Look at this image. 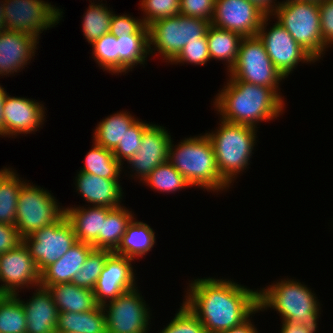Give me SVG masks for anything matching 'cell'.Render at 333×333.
<instances>
[{
  "label": "cell",
  "mask_w": 333,
  "mask_h": 333,
  "mask_svg": "<svg viewBox=\"0 0 333 333\" xmlns=\"http://www.w3.org/2000/svg\"><path fill=\"white\" fill-rule=\"evenodd\" d=\"M184 305L200 320L207 333H223L259 312L258 289L212 277L189 283Z\"/></svg>",
  "instance_id": "6da1fadb"
},
{
  "label": "cell",
  "mask_w": 333,
  "mask_h": 333,
  "mask_svg": "<svg viewBox=\"0 0 333 333\" xmlns=\"http://www.w3.org/2000/svg\"><path fill=\"white\" fill-rule=\"evenodd\" d=\"M213 101L220 119L258 128L262 121L277 119L284 111V97L273 88L243 81H230Z\"/></svg>",
  "instance_id": "7a4b0ae2"
},
{
  "label": "cell",
  "mask_w": 333,
  "mask_h": 333,
  "mask_svg": "<svg viewBox=\"0 0 333 333\" xmlns=\"http://www.w3.org/2000/svg\"><path fill=\"white\" fill-rule=\"evenodd\" d=\"M169 145L168 161L193 187L217 192L230 186L221 178L215 159L214 147L205 133Z\"/></svg>",
  "instance_id": "3957f363"
},
{
  "label": "cell",
  "mask_w": 333,
  "mask_h": 333,
  "mask_svg": "<svg viewBox=\"0 0 333 333\" xmlns=\"http://www.w3.org/2000/svg\"><path fill=\"white\" fill-rule=\"evenodd\" d=\"M259 311L274 309L282 321L303 325L311 333L317 330L320 303L310 287L294 279H283L258 290Z\"/></svg>",
  "instance_id": "277c9868"
},
{
  "label": "cell",
  "mask_w": 333,
  "mask_h": 333,
  "mask_svg": "<svg viewBox=\"0 0 333 333\" xmlns=\"http://www.w3.org/2000/svg\"><path fill=\"white\" fill-rule=\"evenodd\" d=\"M219 129L206 133L211 140L218 171L229 185L250 164L257 128L220 119Z\"/></svg>",
  "instance_id": "5b68a950"
},
{
  "label": "cell",
  "mask_w": 333,
  "mask_h": 333,
  "mask_svg": "<svg viewBox=\"0 0 333 333\" xmlns=\"http://www.w3.org/2000/svg\"><path fill=\"white\" fill-rule=\"evenodd\" d=\"M272 16L316 61L323 57L324 43L318 3L285 0L280 2Z\"/></svg>",
  "instance_id": "8992f818"
},
{
  "label": "cell",
  "mask_w": 333,
  "mask_h": 333,
  "mask_svg": "<svg viewBox=\"0 0 333 333\" xmlns=\"http://www.w3.org/2000/svg\"><path fill=\"white\" fill-rule=\"evenodd\" d=\"M210 24L207 20L180 14L153 22L148 27L149 53L153 55L157 51L165 62L171 63L188 42L200 41Z\"/></svg>",
  "instance_id": "52a82bcc"
},
{
  "label": "cell",
  "mask_w": 333,
  "mask_h": 333,
  "mask_svg": "<svg viewBox=\"0 0 333 333\" xmlns=\"http://www.w3.org/2000/svg\"><path fill=\"white\" fill-rule=\"evenodd\" d=\"M55 197L40 186L24 183L19 191L15 227L23 239L36 230L57 222L64 214Z\"/></svg>",
  "instance_id": "ba28073f"
},
{
  "label": "cell",
  "mask_w": 333,
  "mask_h": 333,
  "mask_svg": "<svg viewBox=\"0 0 333 333\" xmlns=\"http://www.w3.org/2000/svg\"><path fill=\"white\" fill-rule=\"evenodd\" d=\"M228 74L230 81H243L273 88L282 96L278 92L279 83L285 78L272 63L257 35L242 38L237 61Z\"/></svg>",
  "instance_id": "9c48e42d"
},
{
  "label": "cell",
  "mask_w": 333,
  "mask_h": 333,
  "mask_svg": "<svg viewBox=\"0 0 333 333\" xmlns=\"http://www.w3.org/2000/svg\"><path fill=\"white\" fill-rule=\"evenodd\" d=\"M62 13L44 0H5V27L39 39L44 30L55 27L62 20Z\"/></svg>",
  "instance_id": "30bf717a"
},
{
  "label": "cell",
  "mask_w": 333,
  "mask_h": 333,
  "mask_svg": "<svg viewBox=\"0 0 333 333\" xmlns=\"http://www.w3.org/2000/svg\"><path fill=\"white\" fill-rule=\"evenodd\" d=\"M22 241L29 249L40 273L78 242L65 214L57 222L36 230Z\"/></svg>",
  "instance_id": "8fae6325"
},
{
  "label": "cell",
  "mask_w": 333,
  "mask_h": 333,
  "mask_svg": "<svg viewBox=\"0 0 333 333\" xmlns=\"http://www.w3.org/2000/svg\"><path fill=\"white\" fill-rule=\"evenodd\" d=\"M107 333H148L150 311L138 287L102 305Z\"/></svg>",
  "instance_id": "7c38bea8"
},
{
  "label": "cell",
  "mask_w": 333,
  "mask_h": 333,
  "mask_svg": "<svg viewBox=\"0 0 333 333\" xmlns=\"http://www.w3.org/2000/svg\"><path fill=\"white\" fill-rule=\"evenodd\" d=\"M272 15H266L259 28L257 36L263 42L268 56L277 70L288 77L293 69L302 63H314L316 60L304 50L288 33V31L278 22L267 29L268 20Z\"/></svg>",
  "instance_id": "4fadbf2b"
},
{
  "label": "cell",
  "mask_w": 333,
  "mask_h": 333,
  "mask_svg": "<svg viewBox=\"0 0 333 333\" xmlns=\"http://www.w3.org/2000/svg\"><path fill=\"white\" fill-rule=\"evenodd\" d=\"M0 282V295H16L19 289L40 285V272L23 241L0 254Z\"/></svg>",
  "instance_id": "5bb4252c"
},
{
  "label": "cell",
  "mask_w": 333,
  "mask_h": 333,
  "mask_svg": "<svg viewBox=\"0 0 333 333\" xmlns=\"http://www.w3.org/2000/svg\"><path fill=\"white\" fill-rule=\"evenodd\" d=\"M265 16L248 0H216L211 24L242 37H251L257 35Z\"/></svg>",
  "instance_id": "9a60e30c"
},
{
  "label": "cell",
  "mask_w": 333,
  "mask_h": 333,
  "mask_svg": "<svg viewBox=\"0 0 333 333\" xmlns=\"http://www.w3.org/2000/svg\"><path fill=\"white\" fill-rule=\"evenodd\" d=\"M132 259L112 253L105 261L93 289L99 305H104L119 295L136 288Z\"/></svg>",
  "instance_id": "2e32d148"
},
{
  "label": "cell",
  "mask_w": 333,
  "mask_h": 333,
  "mask_svg": "<svg viewBox=\"0 0 333 333\" xmlns=\"http://www.w3.org/2000/svg\"><path fill=\"white\" fill-rule=\"evenodd\" d=\"M168 130L152 124L143 134L139 151L127 162L136 179L141 182L160 164L168 160L169 145L172 140Z\"/></svg>",
  "instance_id": "e0dca14e"
},
{
  "label": "cell",
  "mask_w": 333,
  "mask_h": 333,
  "mask_svg": "<svg viewBox=\"0 0 333 333\" xmlns=\"http://www.w3.org/2000/svg\"><path fill=\"white\" fill-rule=\"evenodd\" d=\"M24 97H11L7 94L3 104L4 137L30 134L38 131L45 121V107Z\"/></svg>",
  "instance_id": "ac0fdd59"
},
{
  "label": "cell",
  "mask_w": 333,
  "mask_h": 333,
  "mask_svg": "<svg viewBox=\"0 0 333 333\" xmlns=\"http://www.w3.org/2000/svg\"><path fill=\"white\" fill-rule=\"evenodd\" d=\"M39 39L26 33L0 32V75H13L23 70L35 56ZM30 60V61H29Z\"/></svg>",
  "instance_id": "d6986e66"
},
{
  "label": "cell",
  "mask_w": 333,
  "mask_h": 333,
  "mask_svg": "<svg viewBox=\"0 0 333 333\" xmlns=\"http://www.w3.org/2000/svg\"><path fill=\"white\" fill-rule=\"evenodd\" d=\"M77 173L76 192L92 206L116 208L123 205L121 199L124 192L119 179H106L81 171Z\"/></svg>",
  "instance_id": "ffe728a7"
},
{
  "label": "cell",
  "mask_w": 333,
  "mask_h": 333,
  "mask_svg": "<svg viewBox=\"0 0 333 333\" xmlns=\"http://www.w3.org/2000/svg\"><path fill=\"white\" fill-rule=\"evenodd\" d=\"M20 302L25 310L26 333L56 332L59 312L47 288L39 285L29 300Z\"/></svg>",
  "instance_id": "44dd1931"
},
{
  "label": "cell",
  "mask_w": 333,
  "mask_h": 333,
  "mask_svg": "<svg viewBox=\"0 0 333 333\" xmlns=\"http://www.w3.org/2000/svg\"><path fill=\"white\" fill-rule=\"evenodd\" d=\"M93 249L91 244L78 241L60 259L40 273V286L71 282Z\"/></svg>",
  "instance_id": "7402d4cb"
},
{
  "label": "cell",
  "mask_w": 333,
  "mask_h": 333,
  "mask_svg": "<svg viewBox=\"0 0 333 333\" xmlns=\"http://www.w3.org/2000/svg\"><path fill=\"white\" fill-rule=\"evenodd\" d=\"M89 206L67 207L65 216L73 227L77 241L92 245L102 234L103 221L112 208Z\"/></svg>",
  "instance_id": "603a6c76"
},
{
  "label": "cell",
  "mask_w": 333,
  "mask_h": 333,
  "mask_svg": "<svg viewBox=\"0 0 333 333\" xmlns=\"http://www.w3.org/2000/svg\"><path fill=\"white\" fill-rule=\"evenodd\" d=\"M42 287L47 288L51 293L53 302L59 313L87 312L99 305L93 290L81 288L72 282Z\"/></svg>",
  "instance_id": "cb8c5ba5"
},
{
  "label": "cell",
  "mask_w": 333,
  "mask_h": 333,
  "mask_svg": "<svg viewBox=\"0 0 333 333\" xmlns=\"http://www.w3.org/2000/svg\"><path fill=\"white\" fill-rule=\"evenodd\" d=\"M155 232L146 223L135 220V217L127 225L126 232L118 248L113 252L132 260L142 258L155 245Z\"/></svg>",
  "instance_id": "d4e9b609"
},
{
  "label": "cell",
  "mask_w": 333,
  "mask_h": 333,
  "mask_svg": "<svg viewBox=\"0 0 333 333\" xmlns=\"http://www.w3.org/2000/svg\"><path fill=\"white\" fill-rule=\"evenodd\" d=\"M56 331L75 333H107L106 315L102 305L87 312L58 313Z\"/></svg>",
  "instance_id": "484cf974"
},
{
  "label": "cell",
  "mask_w": 333,
  "mask_h": 333,
  "mask_svg": "<svg viewBox=\"0 0 333 333\" xmlns=\"http://www.w3.org/2000/svg\"><path fill=\"white\" fill-rule=\"evenodd\" d=\"M211 59L226 61L227 72L235 65L242 36L238 33L218 28L212 24L206 33Z\"/></svg>",
  "instance_id": "4316f807"
},
{
  "label": "cell",
  "mask_w": 333,
  "mask_h": 333,
  "mask_svg": "<svg viewBox=\"0 0 333 333\" xmlns=\"http://www.w3.org/2000/svg\"><path fill=\"white\" fill-rule=\"evenodd\" d=\"M134 218L132 211L125 206L112 208L103 221L102 234L92 244L96 249H106L114 252L126 232L127 225Z\"/></svg>",
  "instance_id": "83f0119b"
},
{
  "label": "cell",
  "mask_w": 333,
  "mask_h": 333,
  "mask_svg": "<svg viewBox=\"0 0 333 333\" xmlns=\"http://www.w3.org/2000/svg\"><path fill=\"white\" fill-rule=\"evenodd\" d=\"M137 120L130 112L119 111L102 119L96 127L93 140L97 145L114 150L122 141L127 129Z\"/></svg>",
  "instance_id": "f1b7e54d"
},
{
  "label": "cell",
  "mask_w": 333,
  "mask_h": 333,
  "mask_svg": "<svg viewBox=\"0 0 333 333\" xmlns=\"http://www.w3.org/2000/svg\"><path fill=\"white\" fill-rule=\"evenodd\" d=\"M119 73H128L138 64L144 65L149 53V34L117 37ZM135 65V66H134ZM127 71V72H126Z\"/></svg>",
  "instance_id": "f546056e"
},
{
  "label": "cell",
  "mask_w": 333,
  "mask_h": 333,
  "mask_svg": "<svg viewBox=\"0 0 333 333\" xmlns=\"http://www.w3.org/2000/svg\"><path fill=\"white\" fill-rule=\"evenodd\" d=\"M14 171L10 167L0 170V224L15 225L19 191L26 180Z\"/></svg>",
  "instance_id": "4dcf8cb0"
},
{
  "label": "cell",
  "mask_w": 333,
  "mask_h": 333,
  "mask_svg": "<svg viewBox=\"0 0 333 333\" xmlns=\"http://www.w3.org/2000/svg\"><path fill=\"white\" fill-rule=\"evenodd\" d=\"M92 149L86 154L85 164L80 171L106 179H119L122 164L115 158L113 151L97 145L93 141Z\"/></svg>",
  "instance_id": "1f68e13d"
},
{
  "label": "cell",
  "mask_w": 333,
  "mask_h": 333,
  "mask_svg": "<svg viewBox=\"0 0 333 333\" xmlns=\"http://www.w3.org/2000/svg\"><path fill=\"white\" fill-rule=\"evenodd\" d=\"M87 11L83 15L82 32L90 45L105 34L109 33L113 11L104 4L90 1Z\"/></svg>",
  "instance_id": "d6a6232c"
},
{
  "label": "cell",
  "mask_w": 333,
  "mask_h": 333,
  "mask_svg": "<svg viewBox=\"0 0 333 333\" xmlns=\"http://www.w3.org/2000/svg\"><path fill=\"white\" fill-rule=\"evenodd\" d=\"M19 295H0V333H26L25 310Z\"/></svg>",
  "instance_id": "836d02e7"
},
{
  "label": "cell",
  "mask_w": 333,
  "mask_h": 333,
  "mask_svg": "<svg viewBox=\"0 0 333 333\" xmlns=\"http://www.w3.org/2000/svg\"><path fill=\"white\" fill-rule=\"evenodd\" d=\"M143 183L161 193H173L192 187L168 160L157 166Z\"/></svg>",
  "instance_id": "e575fe53"
},
{
  "label": "cell",
  "mask_w": 333,
  "mask_h": 333,
  "mask_svg": "<svg viewBox=\"0 0 333 333\" xmlns=\"http://www.w3.org/2000/svg\"><path fill=\"white\" fill-rule=\"evenodd\" d=\"M112 253L110 250L94 248L71 282L81 288L93 290L105 261Z\"/></svg>",
  "instance_id": "d590c367"
},
{
  "label": "cell",
  "mask_w": 333,
  "mask_h": 333,
  "mask_svg": "<svg viewBox=\"0 0 333 333\" xmlns=\"http://www.w3.org/2000/svg\"><path fill=\"white\" fill-rule=\"evenodd\" d=\"M92 58L98 66L109 73L119 74V56L117 38L108 33L94 41L92 44Z\"/></svg>",
  "instance_id": "8d00e7d4"
},
{
  "label": "cell",
  "mask_w": 333,
  "mask_h": 333,
  "mask_svg": "<svg viewBox=\"0 0 333 333\" xmlns=\"http://www.w3.org/2000/svg\"><path fill=\"white\" fill-rule=\"evenodd\" d=\"M151 123H146L137 119L127 129L125 136L118 146L113 150L115 158L123 165V161H129L141 147L142 136L144 132L151 126ZM123 159V160H122ZM125 159V160H124Z\"/></svg>",
  "instance_id": "74e56055"
},
{
  "label": "cell",
  "mask_w": 333,
  "mask_h": 333,
  "mask_svg": "<svg viewBox=\"0 0 333 333\" xmlns=\"http://www.w3.org/2000/svg\"><path fill=\"white\" fill-rule=\"evenodd\" d=\"M140 7L144 24L149 27L153 22L180 14V0H142Z\"/></svg>",
  "instance_id": "f35d334b"
},
{
  "label": "cell",
  "mask_w": 333,
  "mask_h": 333,
  "mask_svg": "<svg viewBox=\"0 0 333 333\" xmlns=\"http://www.w3.org/2000/svg\"><path fill=\"white\" fill-rule=\"evenodd\" d=\"M181 305L175 317L160 333H207L200 320L184 303Z\"/></svg>",
  "instance_id": "ab89813d"
},
{
  "label": "cell",
  "mask_w": 333,
  "mask_h": 333,
  "mask_svg": "<svg viewBox=\"0 0 333 333\" xmlns=\"http://www.w3.org/2000/svg\"><path fill=\"white\" fill-rule=\"evenodd\" d=\"M211 60L209 55L208 43L206 35L200 41L188 42L178 56L171 62V64L189 63L194 65H205Z\"/></svg>",
  "instance_id": "60d3db41"
},
{
  "label": "cell",
  "mask_w": 333,
  "mask_h": 333,
  "mask_svg": "<svg viewBox=\"0 0 333 333\" xmlns=\"http://www.w3.org/2000/svg\"><path fill=\"white\" fill-rule=\"evenodd\" d=\"M109 33L117 38L123 35L149 34V29L142 19L113 13Z\"/></svg>",
  "instance_id": "b9f144b4"
},
{
  "label": "cell",
  "mask_w": 333,
  "mask_h": 333,
  "mask_svg": "<svg viewBox=\"0 0 333 333\" xmlns=\"http://www.w3.org/2000/svg\"><path fill=\"white\" fill-rule=\"evenodd\" d=\"M216 0H180V15L212 22Z\"/></svg>",
  "instance_id": "7bdbcfd3"
},
{
  "label": "cell",
  "mask_w": 333,
  "mask_h": 333,
  "mask_svg": "<svg viewBox=\"0 0 333 333\" xmlns=\"http://www.w3.org/2000/svg\"><path fill=\"white\" fill-rule=\"evenodd\" d=\"M319 13L325 53L326 48L333 44V0H322L319 3Z\"/></svg>",
  "instance_id": "ee69618b"
},
{
  "label": "cell",
  "mask_w": 333,
  "mask_h": 333,
  "mask_svg": "<svg viewBox=\"0 0 333 333\" xmlns=\"http://www.w3.org/2000/svg\"><path fill=\"white\" fill-rule=\"evenodd\" d=\"M22 242L17 228L12 224H0V254L12 250Z\"/></svg>",
  "instance_id": "f6af8a7d"
},
{
  "label": "cell",
  "mask_w": 333,
  "mask_h": 333,
  "mask_svg": "<svg viewBox=\"0 0 333 333\" xmlns=\"http://www.w3.org/2000/svg\"><path fill=\"white\" fill-rule=\"evenodd\" d=\"M252 4L256 5L266 15H272L280 2L276 0H248Z\"/></svg>",
  "instance_id": "bcb514c9"
},
{
  "label": "cell",
  "mask_w": 333,
  "mask_h": 333,
  "mask_svg": "<svg viewBox=\"0 0 333 333\" xmlns=\"http://www.w3.org/2000/svg\"><path fill=\"white\" fill-rule=\"evenodd\" d=\"M252 319L246 320L244 323L237 327H233L223 333H258L257 328L251 322Z\"/></svg>",
  "instance_id": "7dc6e473"
},
{
  "label": "cell",
  "mask_w": 333,
  "mask_h": 333,
  "mask_svg": "<svg viewBox=\"0 0 333 333\" xmlns=\"http://www.w3.org/2000/svg\"><path fill=\"white\" fill-rule=\"evenodd\" d=\"M280 333H311L303 325L289 321L282 322Z\"/></svg>",
  "instance_id": "c3c4849f"
},
{
  "label": "cell",
  "mask_w": 333,
  "mask_h": 333,
  "mask_svg": "<svg viewBox=\"0 0 333 333\" xmlns=\"http://www.w3.org/2000/svg\"><path fill=\"white\" fill-rule=\"evenodd\" d=\"M7 91L0 85V137H4V113H3V104L7 96Z\"/></svg>",
  "instance_id": "681fc988"
},
{
  "label": "cell",
  "mask_w": 333,
  "mask_h": 333,
  "mask_svg": "<svg viewBox=\"0 0 333 333\" xmlns=\"http://www.w3.org/2000/svg\"><path fill=\"white\" fill-rule=\"evenodd\" d=\"M4 8H5V0L0 1V32L6 30L5 20H4Z\"/></svg>",
  "instance_id": "f907efd6"
},
{
  "label": "cell",
  "mask_w": 333,
  "mask_h": 333,
  "mask_svg": "<svg viewBox=\"0 0 333 333\" xmlns=\"http://www.w3.org/2000/svg\"><path fill=\"white\" fill-rule=\"evenodd\" d=\"M300 1L315 2L319 4L322 0H300Z\"/></svg>",
  "instance_id": "816d5d0a"
},
{
  "label": "cell",
  "mask_w": 333,
  "mask_h": 333,
  "mask_svg": "<svg viewBox=\"0 0 333 333\" xmlns=\"http://www.w3.org/2000/svg\"><path fill=\"white\" fill-rule=\"evenodd\" d=\"M55 333H75V332L56 331Z\"/></svg>",
  "instance_id": "f5cc1de1"
}]
</instances>
